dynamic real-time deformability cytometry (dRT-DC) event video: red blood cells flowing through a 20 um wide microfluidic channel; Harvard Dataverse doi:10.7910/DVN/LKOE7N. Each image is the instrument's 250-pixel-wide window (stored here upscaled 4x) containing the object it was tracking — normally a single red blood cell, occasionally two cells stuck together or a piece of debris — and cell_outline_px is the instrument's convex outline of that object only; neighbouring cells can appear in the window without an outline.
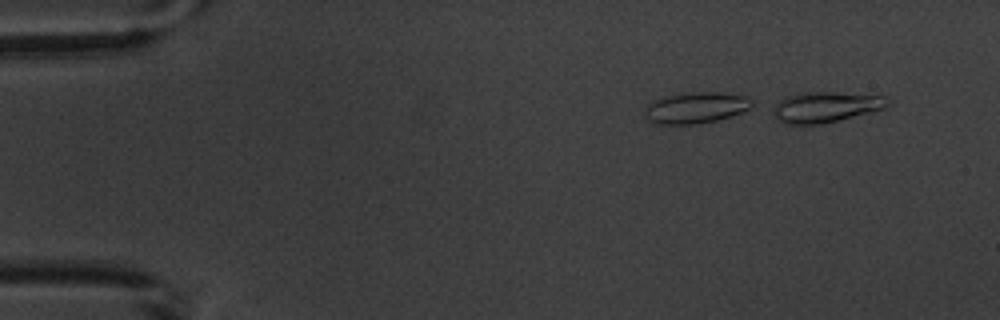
{"species": "common noctule bat (a hibernating species)", "species_latin": "Nyctalus noctula", "temperature_condition": "warm", "stored_images_in_passage": 5, "camera_frame_rate_fps": 3000, "um_per_image_px": 0.085, "animal": {"sex": "male", "body_mass_g": 20.1, "forearm_length_mm": 53.5}, "frame": {"image": 1, "passage_image": 1, "time_ms": 0.0, "image_size_px": [1000, 320], "cell_outline_px": [[892, 100], [884, 108], [872, 112], [820, 124], [784, 124], [776, 120], [772, 112], [776, 104], [784, 96], [804, 92], [836, 92], [888, 96]], "centroid_in_image_um": [70.19, 9.09], "position_along_channel_um": 14.8, "area_um2": 20.63}}